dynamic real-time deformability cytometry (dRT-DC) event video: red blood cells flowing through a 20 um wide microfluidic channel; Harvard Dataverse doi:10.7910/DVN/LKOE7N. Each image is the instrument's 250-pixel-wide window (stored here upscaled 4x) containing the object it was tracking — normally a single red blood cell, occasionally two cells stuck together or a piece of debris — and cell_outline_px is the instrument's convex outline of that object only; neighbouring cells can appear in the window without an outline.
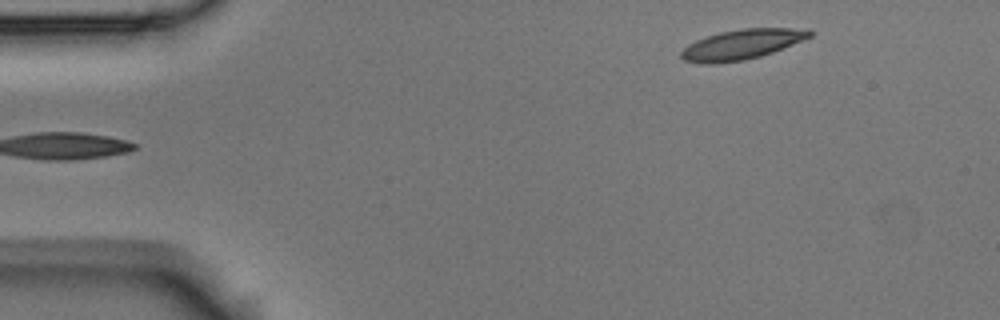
{"species": "Egyptian fruit bat (a non-hibernating species)", "species_latin": "Rousettus aegyptiacus", "temperature_condition": "room temperature", "stored_images_in_passage": 3, "segment_of_instrument_passage": [2, 2], "camera_frame_rate_fps": 3000, "um_per_image_px": 0.085, "animal": {"sex": "male"}, "frame": {"image": 1, "passage_image": 3, "time_ms": 0.667, "image_size_px": [1000, 320], "cell_outline_px": [[812, 36], [772, 52], [760, 56], [744, 60], [712, 64], [704, 64], [684, 60], [680, 56], [680, 52], [688, 44], [696, 40], [720, 32], [740, 28], [808, 28], [812, 32]], "centroid_in_image_um": [63.04, 3.77], "position_along_channel_um": 22.0, "area_um2": 22.37}}